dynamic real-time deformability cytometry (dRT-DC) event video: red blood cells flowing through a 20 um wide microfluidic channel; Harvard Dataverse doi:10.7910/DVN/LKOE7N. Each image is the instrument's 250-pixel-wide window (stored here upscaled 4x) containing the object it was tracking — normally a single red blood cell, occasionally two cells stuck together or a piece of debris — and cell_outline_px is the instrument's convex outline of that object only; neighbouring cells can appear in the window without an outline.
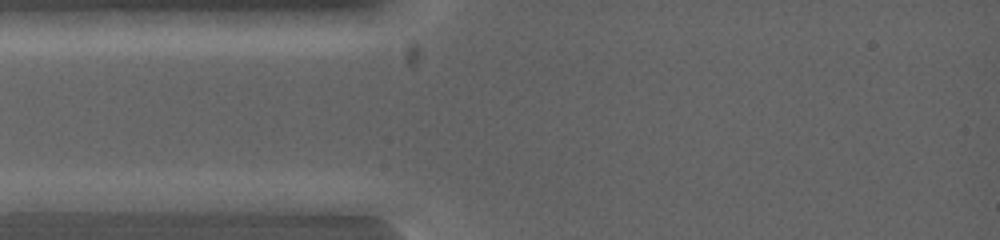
{"species": "common noctule bat (a hibernating species)", "species_latin": "Nyctalus noctula", "temperature_condition": "warm", "stored_images_in_passage": 3, "camera_frame_rate_fps": 5000, "um_per_image_px": 0.085, "animal": {"sex": "female", "body_mass_g": 19.0, "forearm_length_mm": 53.3}, "frame": {"image": 1, "passage_image": 1, "time_ms": 0.0, "image_size_px": [1000, 240], "cell_outline_px": [[308, 200], [300, 216], [296, 216], [224, 208], [212, 200], [248, 192], [284, 192]], "centroid_in_image_um": [22.54, 17.25], "position_along_channel_um": 62.5, "area_um2": 11.33}}